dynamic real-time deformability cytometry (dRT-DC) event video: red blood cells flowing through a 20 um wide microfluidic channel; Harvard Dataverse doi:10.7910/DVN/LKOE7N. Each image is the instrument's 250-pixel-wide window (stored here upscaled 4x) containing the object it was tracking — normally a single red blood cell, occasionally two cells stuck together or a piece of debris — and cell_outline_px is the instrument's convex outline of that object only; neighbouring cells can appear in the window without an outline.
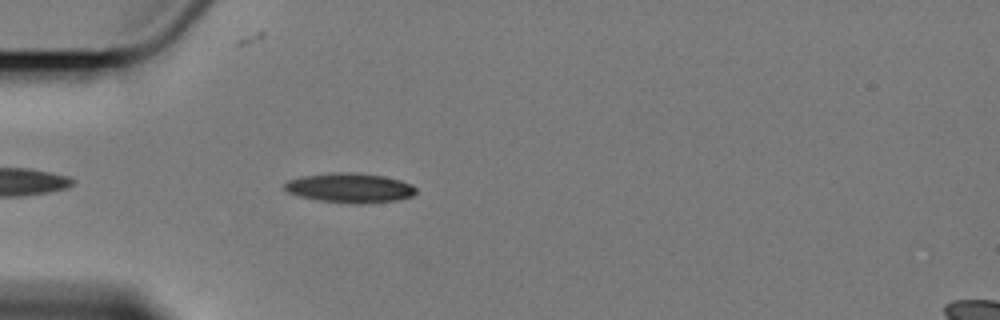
{"species": "Egyptian fruit bat (a non-hibernating species)", "species_latin": "Rousettus aegyptiacus", "temperature_condition": "cold", "stored_images_in_passage": 4, "camera_frame_rate_fps": 3000, "um_per_image_px": 0.085, "animal": {"sex": "female"}, "frame": {"image": 1, "passage_image": 4, "time_ms": 4.667, "image_size_px": [1000, 320], "cell_outline_px": [[416, 192], [412, 196], [396, 200], [360, 204], [352, 204], [316, 200], [300, 196], [288, 192], [284, 188], [284, 184], [288, 180], [300, 176], [336, 172], [352, 172], [384, 176], [400, 180], [412, 184], [416, 188]], "centroid_in_image_um": [29.73, 15.97], "position_along_channel_um": 55.3, "area_um2": 22.77}}